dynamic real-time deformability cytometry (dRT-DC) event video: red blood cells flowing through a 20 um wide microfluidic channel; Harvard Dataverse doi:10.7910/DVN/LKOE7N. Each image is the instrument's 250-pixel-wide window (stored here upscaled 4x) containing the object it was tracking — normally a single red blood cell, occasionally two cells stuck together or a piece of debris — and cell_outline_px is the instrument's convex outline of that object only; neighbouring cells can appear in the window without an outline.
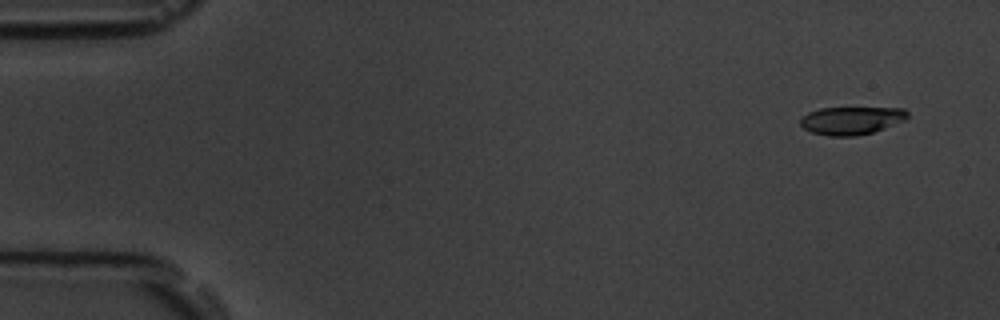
{"species": "common noctule bat (a hibernating species)", "species_latin": "Nyctalus noctula", "temperature_condition": "room temperature", "stored_images_in_passage": 5, "camera_frame_rate_fps": 3000, "um_per_image_px": 0.085, "animal": {"sex": "male", "body_mass_g": 19.5, "forearm_length_mm": 54.6}, "frame": {"image": 1, "passage_image": 1, "time_ms": 0.0, "image_size_px": [1000, 320], "cell_outline_px": [[908, 116], [904, 120], [884, 128], [872, 132], [856, 136], [828, 136], [812, 132], [804, 128], [800, 124], [800, 116], [808, 112], [820, 108], [904, 108], [908, 112]], "centroid_in_image_um": [72.33, 10.24], "position_along_channel_um": 12.7, "area_um2": 17.4}}